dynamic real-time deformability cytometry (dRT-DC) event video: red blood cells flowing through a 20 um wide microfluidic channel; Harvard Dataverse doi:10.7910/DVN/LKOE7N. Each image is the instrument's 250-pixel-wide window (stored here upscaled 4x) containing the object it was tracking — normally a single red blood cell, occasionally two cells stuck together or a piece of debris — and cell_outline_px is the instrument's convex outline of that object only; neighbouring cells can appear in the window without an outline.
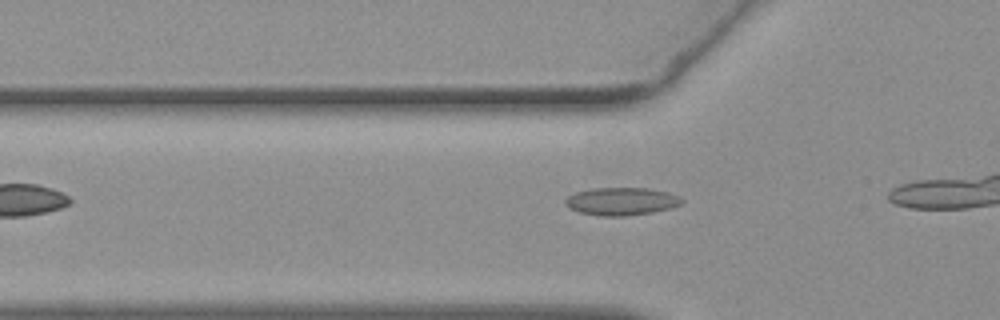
{"species": "common noctule bat (a hibernating species)", "species_latin": "Nyctalus noctula", "temperature_condition": "warm", "stored_images_in_passage": 5, "camera_frame_rate_fps": 3000, "um_per_image_px": 0.085, "animal": {"sex": "female", "body_mass_g": 19.3, "forearm_length_mm": 54.1}, "frame": {"image": 1, "passage_image": 2, "time_ms": 0.333, "image_size_px": [1000, 320], "cell_outline_px": [[684, 200], [680, 204], [668, 208], [652, 212], [628, 216], [600, 216], [580, 212], [568, 208], [564, 204], [564, 200], [568, 196], [576, 192], [592, 188], [648, 188], [668, 192]], "centroid_in_image_um": [52.76, 17.11], "position_along_channel_um": 73.0, "area_um2": 18.79}}